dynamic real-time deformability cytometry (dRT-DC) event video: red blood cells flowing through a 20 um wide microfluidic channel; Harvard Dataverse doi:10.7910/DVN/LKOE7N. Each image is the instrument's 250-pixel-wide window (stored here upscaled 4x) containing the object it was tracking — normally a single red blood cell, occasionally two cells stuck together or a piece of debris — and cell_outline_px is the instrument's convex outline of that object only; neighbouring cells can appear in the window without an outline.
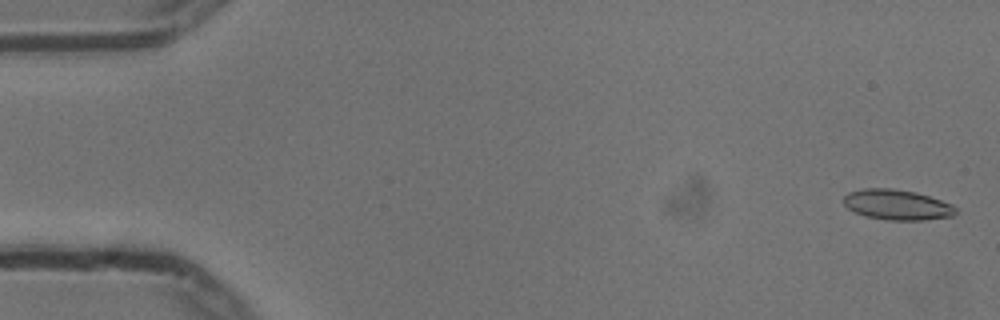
{"species": "common noctule bat (a hibernating species)", "species_latin": "Nyctalus noctula", "temperature_condition": "cold", "stored_images_in_passage": 17, "camera_frame_rate_fps": 3000, "um_per_image_px": 0.085, "animal": {"sex": "male", "body_mass_g": 13.3}, "frame": {"image": 1, "passage_image": 2, "time_ms": 0.333, "image_size_px": [1000, 320], "cell_outline_px": [[956, 212], [952, 216], [924, 220], [888, 220], [864, 216], [852, 212], [844, 204], [844, 196], [848, 192], [864, 188], [892, 188], [916, 192], [952, 204], [956, 208]], "centroid_in_image_um": [76.21, 17.4], "position_along_channel_um": 8.8, "area_um2": 19.88}}
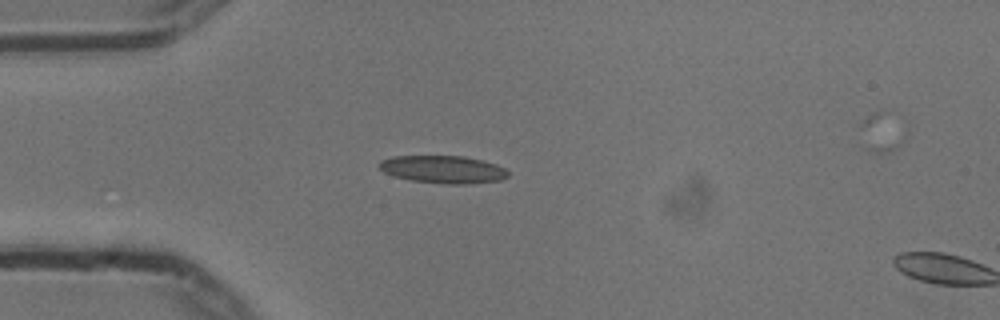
{"frame": {"image": 2, "passage_image": 15, "time_ms": 4.667, "image_size_px": [1000, 320], "cell_outline_px": [[508, 176], [500, 180], [468, 184], [448, 184], [408, 180], [392, 176], [384, 172], [380, 168], [380, 160], [392, 156], [464, 156], [496, 164], [504, 168], [508, 172]], "centroid_in_image_um": [37.64, 14.4], "position_along_channel_um": 47.4, "area_um2": 20.75}}